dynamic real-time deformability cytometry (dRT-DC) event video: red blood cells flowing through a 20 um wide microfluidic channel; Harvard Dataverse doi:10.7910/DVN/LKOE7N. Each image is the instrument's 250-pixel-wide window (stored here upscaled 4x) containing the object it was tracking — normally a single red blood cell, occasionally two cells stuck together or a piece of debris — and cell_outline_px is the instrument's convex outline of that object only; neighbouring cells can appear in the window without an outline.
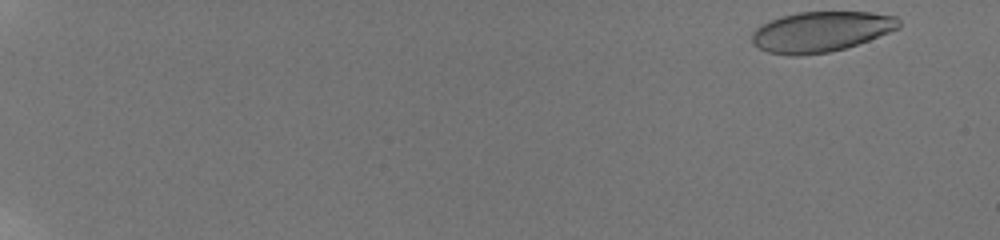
{"species": "human", "species_latin": "Homo sapiens", "temperature_condition": "room temperature", "stored_images_in_passage": 43, "camera_frame_rate_fps": 3000, "um_per_image_px": 0.085, "donor": {"sex": "male"}, "frame": {"image": 1, "passage_image": 1, "time_ms": 0.0, "image_size_px": [1000, 240], "cell_outline_px": [[900, 28], [868, 40], [844, 48], [828, 52], [796, 56], [792, 56], [768, 52], [752, 44], [752, 32], [756, 28], [780, 16], [800, 12], [868, 12], [896, 16], [900, 20]], "centroid_in_image_um": [69.78, 2.69], "position_along_channel_um": 15.2, "area_um2": 34.33}}
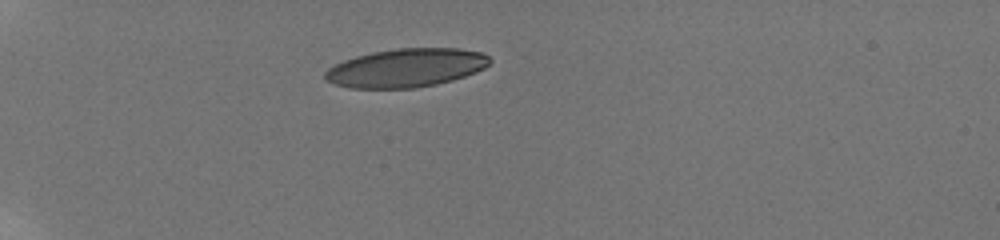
{"frame": {"image": 2, "passage_image": 36, "time_ms": 5.333, "image_size_px": [1000, 240], "cell_outline_px": [[492, 60], [484, 68], [476, 72], [452, 80], [436, 84], [416, 88], [348, 88], [332, 84], [324, 80], [324, 72], [328, 68], [344, 60], [356, 56], [372, 52], [396, 48], [456, 48], [480, 52], [488, 56]], "centroid_in_image_um": [34.48, 5.77], "position_along_channel_um": 50.5, "area_um2": 37.11}}